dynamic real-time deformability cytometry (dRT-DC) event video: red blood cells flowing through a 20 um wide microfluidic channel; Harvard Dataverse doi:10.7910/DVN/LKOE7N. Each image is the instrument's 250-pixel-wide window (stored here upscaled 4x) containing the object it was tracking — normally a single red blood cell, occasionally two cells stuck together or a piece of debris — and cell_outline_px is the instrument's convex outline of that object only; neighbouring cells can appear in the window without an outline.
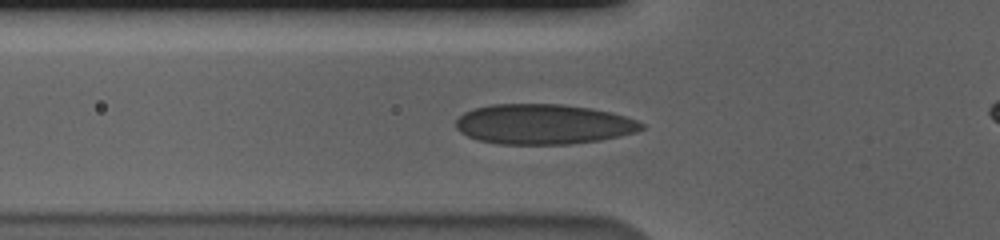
{"species": "human", "species_latin": "Homo sapiens", "temperature_condition": "cold", "stored_images_in_passage": 36, "camera_frame_rate_fps": 3000, "um_per_image_px": 0.085, "donor": {"sex": "male"}, "frame": {"image": 1, "passage_image": 4, "time_ms": 1.0, "image_size_px": [1000, 240], "cell_outline_px": [[644, 128], [636, 132], [620, 136], [600, 140], [568, 144], [496, 144], [480, 140], [468, 136], [460, 132], [456, 128], [456, 120], [464, 112], [476, 108], [492, 104], [564, 104], [592, 108], [612, 112], [636, 120], [644, 124]], "centroid_in_image_um": [46.2, 10.55], "position_along_channel_um": 79.6, "area_um2": 43.47}}
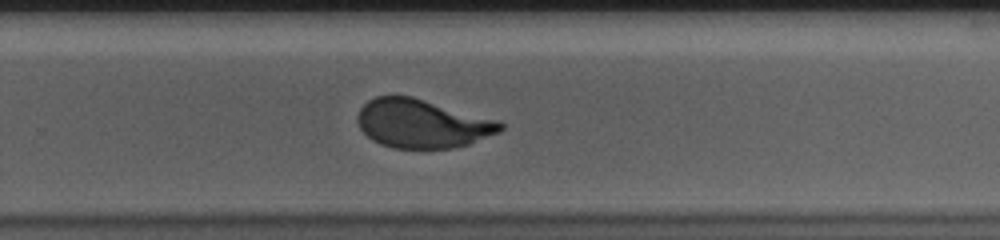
{"frame": {"image": 2, "passage_image": 22, "time_ms": 7.0, "image_size_px": [1000, 240], "cell_outline_px": [[504, 128], [500, 132], [468, 144], [452, 148], [392, 148], [380, 144], [372, 140], [360, 128], [356, 120], [356, 116], [360, 108], [368, 100], [376, 96], [412, 96], [500, 120], [504, 124]], "centroid_in_image_um": [35.89, 10.5], "position_along_channel_um": 293.9, "area_um2": 40.69}}
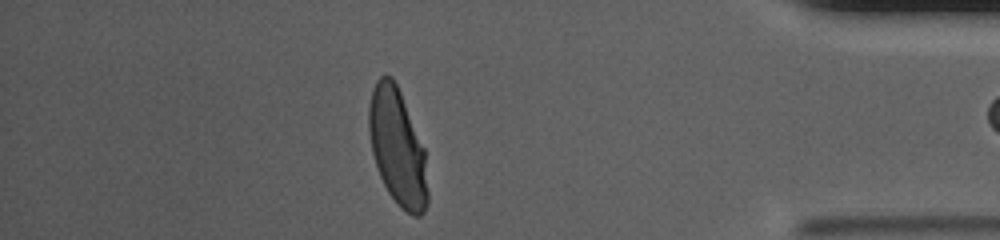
{"frame": {"image": 3, "passage_image": 34, "time_ms": 11.0, "image_size_px": [1000, 240], "cell_outline_px": [[428, 204], [424, 212], [420, 216], [412, 216], [400, 208], [396, 204], [388, 192], [380, 176], [372, 152], [368, 132], [368, 104], [372, 88], [376, 80], [380, 76], [392, 76], [400, 92], [424, 148], [428, 192]], "centroid_in_image_um": [33.77, 12.54], "position_along_channel_um": 401.4, "area_um2": 40.06}, "authors_computed_cell_mechanics": {"area_um2": 41.7316, "velocity_mm_per_s": 3.5725, "shape_relaxation_time_tau1_ms": 6.3717, "shape_relaxation_time_tau2_ms": null, "deformation_change_tau1": 0.2065, "deformation_change_tau2": null}}